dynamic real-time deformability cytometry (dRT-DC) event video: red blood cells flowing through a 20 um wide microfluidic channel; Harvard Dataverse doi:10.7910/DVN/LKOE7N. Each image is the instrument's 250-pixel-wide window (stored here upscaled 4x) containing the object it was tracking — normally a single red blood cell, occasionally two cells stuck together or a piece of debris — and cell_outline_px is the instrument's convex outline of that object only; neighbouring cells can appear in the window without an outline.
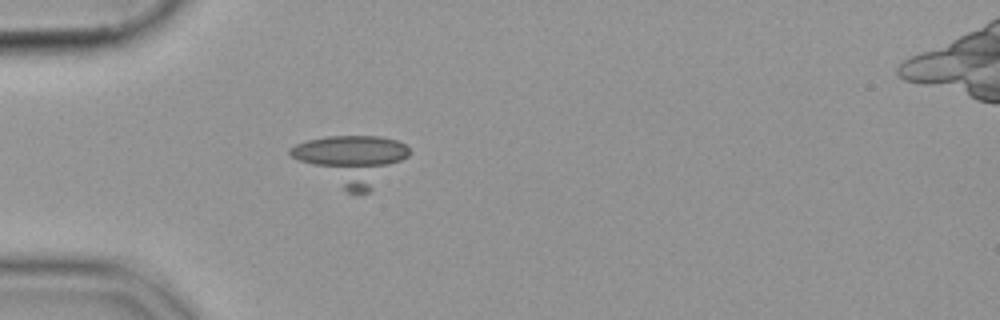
{"species": "common noctule bat (a hibernating species)", "species_latin": "Nyctalus noctula", "temperature_condition": "cold", "stored_images_in_passage": 42, "camera_frame_rate_fps": 3000, "um_per_image_px": 0.085, "animal": {"sex": "female", "body_mass_g": 19.9}, "frame": {"image": 1, "passage_image": 3, "time_ms": 0.667, "image_size_px": [1000, 320], "cell_outline_px": [[408, 156], [368, 192], [348, 192], [292, 156], [288, 152], [288, 148], [304, 140], [324, 136], [380, 136], [396, 140], [404, 144], [408, 148]], "centroid_in_image_um": [29.86, 13.53], "position_along_channel_um": 55.1, "area_um2": 32.89}}
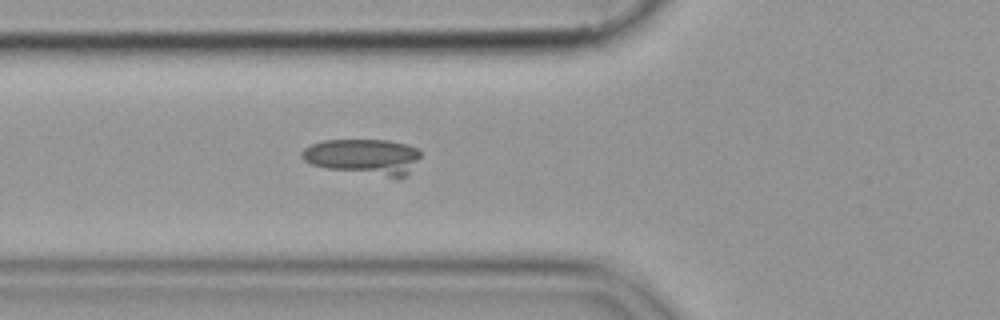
{"frame": {"image": 2, "passage_image": 7, "time_ms": 2.0, "image_size_px": [1000, 320], "cell_outline_px": [[420, 156], [408, 172], [404, 176], [396, 180], [328, 168], [312, 164], [304, 160], [300, 156], [300, 152], [304, 148], [312, 144], [324, 140], [388, 140], [404, 144], [416, 148], [420, 152]], "centroid_in_image_um": [30.89, 13.34], "position_along_channel_um": 94.9, "area_um2": 24.91}}